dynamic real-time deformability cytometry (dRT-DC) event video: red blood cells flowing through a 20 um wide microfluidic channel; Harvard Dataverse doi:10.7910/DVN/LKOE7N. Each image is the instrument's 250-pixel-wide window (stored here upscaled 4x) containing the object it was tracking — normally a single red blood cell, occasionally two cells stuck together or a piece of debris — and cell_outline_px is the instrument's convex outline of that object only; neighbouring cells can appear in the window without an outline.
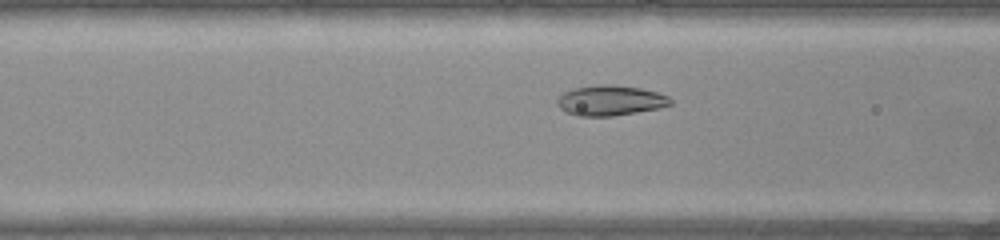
{"species": "common noctule bat (a hibernating species)", "species_latin": "Nyctalus noctula", "temperature_condition": "warm", "stored_images_in_passage": 43, "camera_frame_rate_fps": 3000, "um_per_image_px": 0.085, "animal": {"sex": "female", "body_mass_g": 22.0, "forearm_length_mm": 56.7}, "frame": {"image": 1, "passage_image": 15, "time_ms": 4.667, "image_size_px": [1000, 240], "cell_outline_px": [[672, 104], [660, 108], [612, 116], [576, 116], [560, 108], [556, 104], [556, 100], [564, 92], [576, 88], [600, 84], [608, 84], [640, 88], [656, 92], [668, 96], [672, 100]], "centroid_in_image_um": [51.88, 8.54], "position_along_channel_um": 114.7, "area_um2": 19.83}}
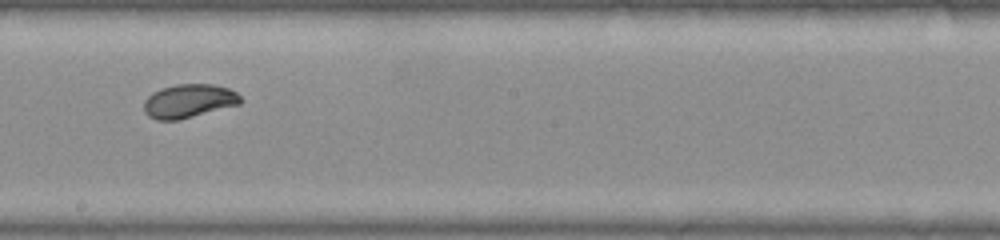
{"frame": {"image": 2, "passage_image": 24, "time_ms": 7.667, "image_size_px": [1000, 240], "cell_outline_px": [[244, 100], [240, 104], [180, 120], [156, 120], [148, 116], [144, 112], [144, 100], [152, 92], [176, 84], [212, 84], [228, 88], [236, 92]], "centroid_in_image_um": [16.05, 8.59], "position_along_channel_um": 232.1, "area_um2": 19.07}}
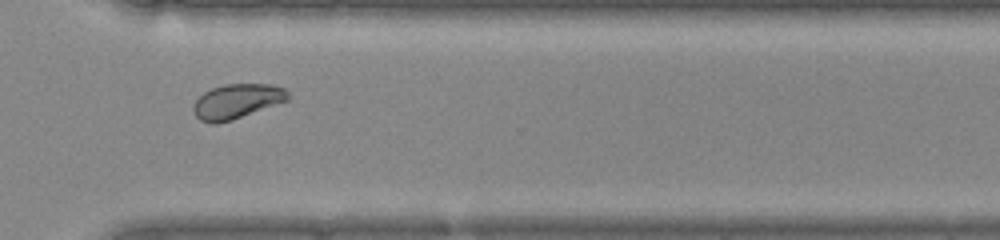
{"frame": {"image": 3, "passage_image": 33, "time_ms": 10.667, "image_size_px": [1000, 240], "cell_outline_px": [[292, 96], [288, 100], [232, 120], [216, 124], [212, 124], [200, 120], [196, 116], [192, 108], [192, 104], [204, 92], [212, 88], [224, 84], [268, 84], [284, 88]], "centroid_in_image_um": [20.12, 8.61], "position_along_channel_um": 350.5, "area_um2": 19.13}, "authors_computed_cell_mechanics": {"area_um2": 19.1896, "velocity_mm_per_s": 3.9276, "shape_relaxation_time_tau1_ms": 2.6774, "shape_relaxation_time_tau2_ms": null, "deformation_change_tau1": 0.1126, "deformation_change_tau2": null}}